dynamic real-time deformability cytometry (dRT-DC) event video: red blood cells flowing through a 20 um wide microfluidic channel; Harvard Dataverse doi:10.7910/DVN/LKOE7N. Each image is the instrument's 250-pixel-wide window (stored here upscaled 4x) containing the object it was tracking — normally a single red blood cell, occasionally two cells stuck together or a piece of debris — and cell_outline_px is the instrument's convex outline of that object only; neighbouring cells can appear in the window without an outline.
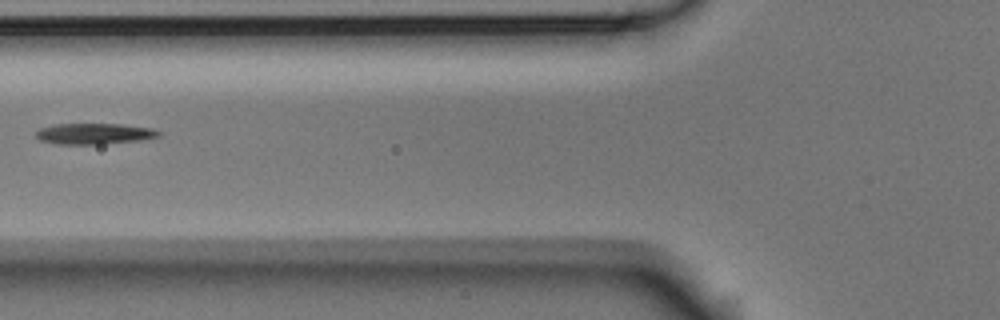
{"species": "Egyptian fruit bat (a non-hibernating species)", "species_latin": "Rousettus aegyptiacus", "temperature_condition": "room temperature", "stored_images_in_passage": 4, "camera_frame_rate_fps": 3000, "um_per_image_px": 0.085, "animal": {"sex": "male"}, "frame": {"image": 1, "passage_image": 4, "time_ms": 1.0, "image_size_px": [1000, 320], "cell_outline_px": [[160, 136], [140, 140], [100, 144], [56, 144], [40, 140], [36, 136], [36, 132], [40, 128], [56, 124], [120, 124], [152, 128], [160, 132]], "centroid_in_image_um": [8.0, 11.36], "position_along_channel_um": 117.8, "area_um2": 14.85}}